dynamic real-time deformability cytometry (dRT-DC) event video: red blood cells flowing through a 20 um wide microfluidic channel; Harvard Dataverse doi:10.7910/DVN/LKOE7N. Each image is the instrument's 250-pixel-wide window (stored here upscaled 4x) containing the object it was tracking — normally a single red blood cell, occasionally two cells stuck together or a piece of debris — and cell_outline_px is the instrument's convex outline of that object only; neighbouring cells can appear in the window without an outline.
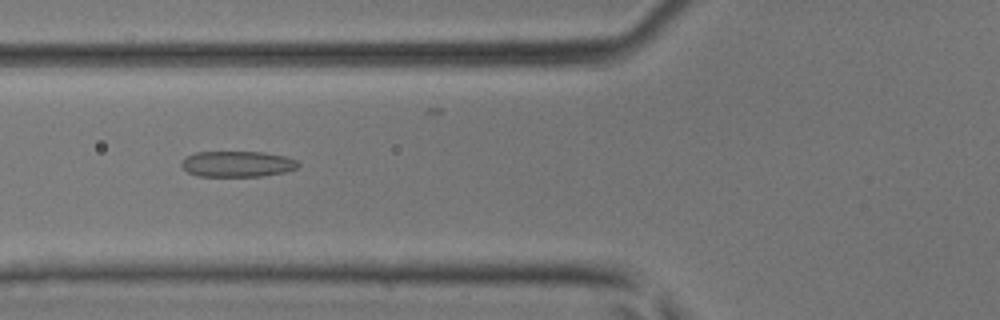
{"species": "common noctule bat (a hibernating species)", "species_latin": "Nyctalus noctula", "temperature_condition": "room temperature", "stored_images_in_passage": 18, "camera_frame_rate_fps": 3000, "um_per_image_px": 0.085, "animal": {"sex": "male", "body_mass_g": 17.9, "forearm_length_mm": 54.2}, "frame": {"image": 1, "passage_image": 2, "time_ms": 0.333, "image_size_px": [1000, 320], "cell_outline_px": [[300, 164], [296, 168], [284, 172], [264, 176], [200, 176], [188, 172], [180, 164], [184, 156], [196, 152], [264, 152], [284, 156], [296, 160]], "centroid_in_image_um": [20.15, 13.93], "position_along_channel_um": 105.6, "area_um2": 17.57}}
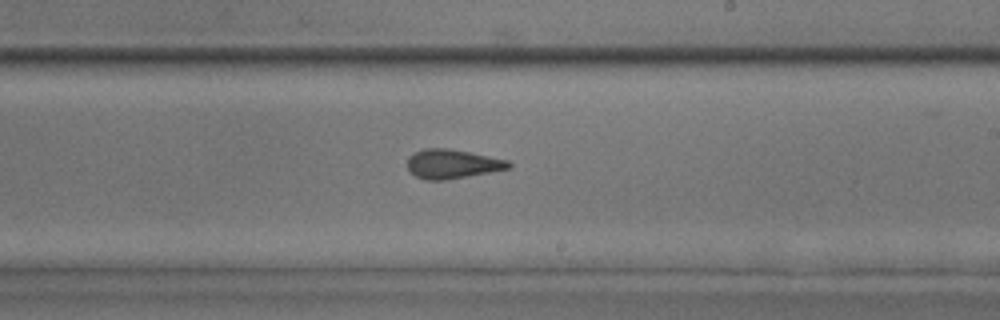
{"frame": {"image": 2, "passage_image": 12, "time_ms": 3.667, "image_size_px": [1000, 320], "cell_outline_px": [[512, 168], [468, 176], [444, 180], [424, 180], [416, 176], [408, 168], [408, 156], [424, 148], [448, 148], [508, 160], [512, 164]], "centroid_in_image_um": [38.45, 13.94], "position_along_channel_um": 250.5, "area_um2": 17.11}}
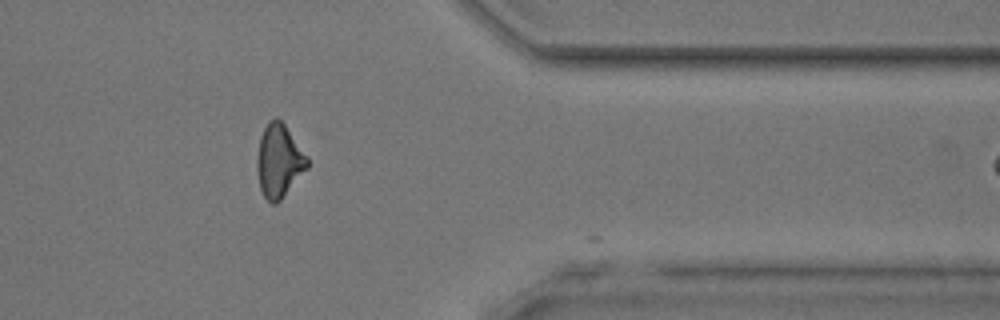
{"frame": {"image": 3, "passage_image": 17, "time_ms": 5.333, "image_size_px": [1000, 320], "cell_outline_px": [[308, 168], [280, 200], [276, 204], [272, 204], [264, 196], [260, 188], [256, 172], [256, 156], [260, 136], [268, 120], [276, 116], [284, 124], [308, 156]], "centroid_in_image_um": [23.7, 13.66], "position_along_channel_um": 387.7, "area_um2": 21.62}}